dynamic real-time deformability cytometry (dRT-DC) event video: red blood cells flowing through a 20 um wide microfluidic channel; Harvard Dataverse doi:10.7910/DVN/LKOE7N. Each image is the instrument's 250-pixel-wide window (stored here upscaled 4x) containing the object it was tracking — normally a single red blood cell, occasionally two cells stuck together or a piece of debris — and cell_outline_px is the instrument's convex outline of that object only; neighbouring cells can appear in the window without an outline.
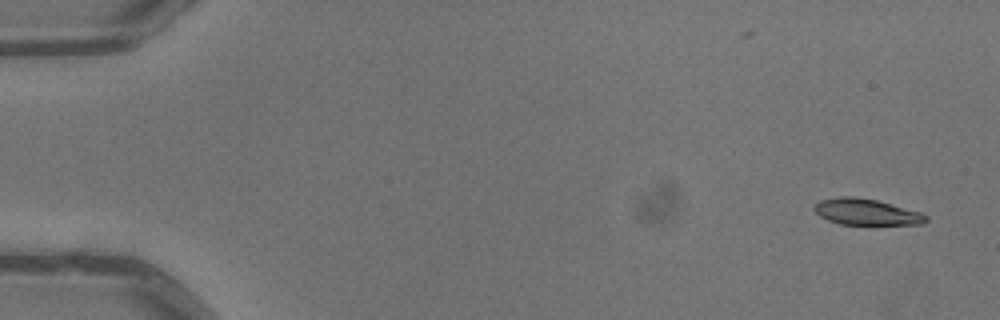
{"species": "common noctule bat (a hibernating species)", "species_latin": "Nyctalus noctula", "temperature_condition": "warm", "stored_images_in_passage": 4, "camera_frame_rate_fps": 3000, "um_per_image_px": 0.085, "animal": {"sex": "male", "body_mass_g": 13.3}, "frame": {"image": 1, "passage_image": 1, "time_ms": 0.0, "image_size_px": [1000, 320], "cell_outline_px": [[928, 220], [924, 224], [840, 224], [828, 220], [820, 216], [812, 208], [820, 200], [840, 196], [852, 196], [876, 200], [920, 212], [928, 216]], "centroid_in_image_um": [73.63, 18.01], "position_along_channel_um": 11.4, "area_um2": 16.88}}
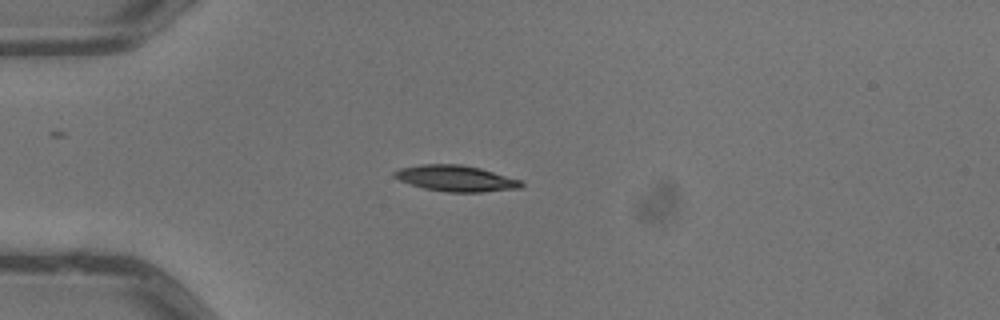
{"frame": {"image": 2, "passage_image": 4, "time_ms": 1.0, "image_size_px": [1000, 320], "cell_outline_px": [[524, 184], [520, 188], [480, 192], [448, 192], [424, 188], [400, 180], [392, 176], [392, 172], [400, 168], [420, 164], [460, 164], [480, 168], [520, 180]], "centroid_in_image_um": [38.72, 15.15], "position_along_channel_um": 46.3, "area_um2": 19.07}}